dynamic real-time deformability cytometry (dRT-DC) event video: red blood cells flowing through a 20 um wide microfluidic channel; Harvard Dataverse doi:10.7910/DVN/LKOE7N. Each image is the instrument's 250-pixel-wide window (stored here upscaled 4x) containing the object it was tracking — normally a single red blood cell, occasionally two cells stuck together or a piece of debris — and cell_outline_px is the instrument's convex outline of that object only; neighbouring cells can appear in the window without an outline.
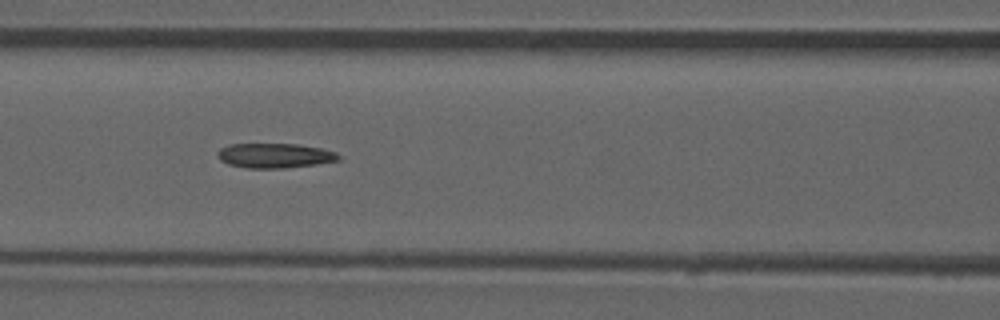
{"species": "common noctule bat (a hibernating species)", "species_latin": "Nyctalus noctula", "temperature_condition": "room temperature", "stored_images_in_passage": 41, "camera_frame_rate_fps": 3000, "um_per_image_px": 0.085, "animal": {"sex": "male", "forearm_length_mm": 52.5}, "frame": {"image": 1, "passage_image": 12, "time_ms": 3.667, "image_size_px": [1000, 320], "cell_outline_px": [[340, 160], [316, 164], [280, 168], [244, 168], [228, 164], [220, 160], [216, 156], [216, 152], [220, 148], [228, 144], [300, 144], [320, 148], [336, 152], [340, 156]], "centroid_in_image_um": [23.31, 13.22], "position_along_channel_um": 143.3, "area_um2": 17.51}, "authors_computed_cell_mechanics": {"area_um2": 18.0336, "velocity_mm_per_s": 3.9579, "shape_relaxation_time_tau1_ms": null, "shape_relaxation_time_tau2_ms": 4.5677, "deformation_change_tau1": null, "deformation_change_tau2": 0.2052}}